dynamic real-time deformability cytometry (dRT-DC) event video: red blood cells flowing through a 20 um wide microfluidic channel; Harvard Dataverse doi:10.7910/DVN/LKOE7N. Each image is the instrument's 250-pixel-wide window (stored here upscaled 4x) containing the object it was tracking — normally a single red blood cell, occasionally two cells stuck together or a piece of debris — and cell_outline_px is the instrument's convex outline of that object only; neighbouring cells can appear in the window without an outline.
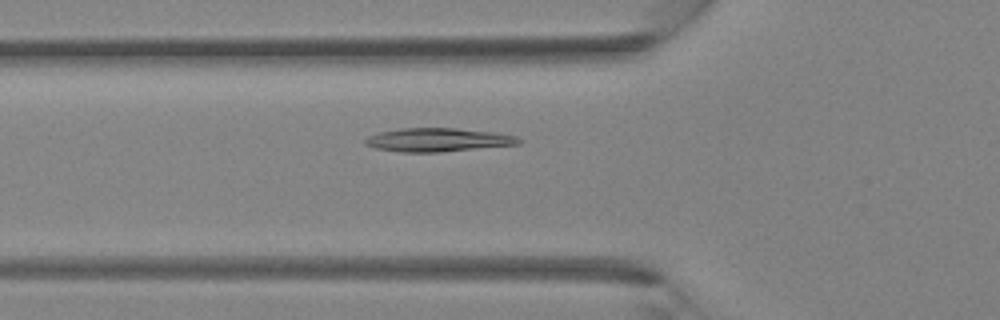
{"species": "Egyptian fruit bat (a non-hibernating species)", "species_latin": "Rousettus aegyptiacus", "temperature_condition": "room temperature", "stored_images_in_passage": 36, "camera_frame_rate_fps": 3000, "um_per_image_px": 0.085, "animal": {"sex": "female"}, "frame": {"image": 1, "passage_image": 10, "time_ms": 3.0, "image_size_px": [1000, 320], "cell_outline_px": [[524, 140], [520, 144], [436, 152], [400, 152], [376, 148], [364, 144], [364, 140], [368, 136], [380, 132], [400, 128], [456, 128], [496, 132], [516, 136]], "centroid_in_image_um": [37.24, 11.88], "position_along_channel_um": 88.6, "area_um2": 21.04}}
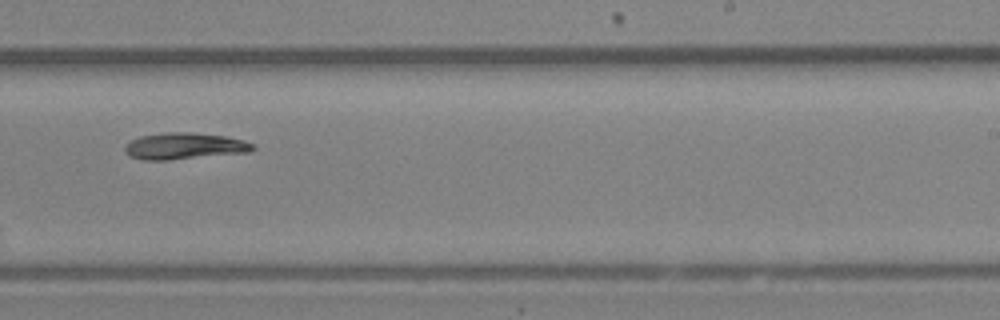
{"frame": {"image": 2, "passage_image": 21, "time_ms": 6.667, "image_size_px": [1000, 320], "cell_outline_px": [[256, 148], [248, 152], [168, 160], [144, 160], [128, 156], [124, 148], [132, 140], [140, 136], [164, 132], [192, 132], [224, 136], [244, 140], [252, 144]], "centroid_in_image_um": [15.66, 12.41], "position_along_channel_um": 273.3, "area_um2": 19.65}}
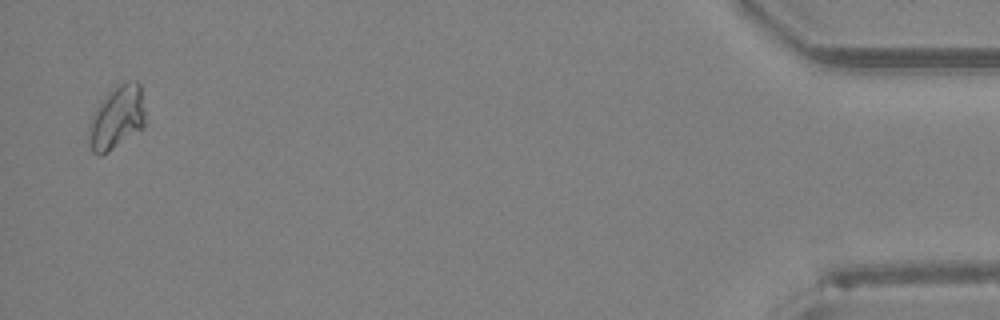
{"frame": {"image": 3, "passage_image": 35, "time_ms": 11.333, "image_size_px": [1000, 320], "cell_outline_px": [[144, 128], [108, 152], [100, 156], [92, 152], [88, 144], [88, 128], [92, 116], [100, 100], [112, 88], [124, 80], [136, 80], [140, 84], [144, 112]], "centroid_in_image_um": [9.91, 9.99], "position_along_channel_um": 425.3, "area_um2": 21.15}}